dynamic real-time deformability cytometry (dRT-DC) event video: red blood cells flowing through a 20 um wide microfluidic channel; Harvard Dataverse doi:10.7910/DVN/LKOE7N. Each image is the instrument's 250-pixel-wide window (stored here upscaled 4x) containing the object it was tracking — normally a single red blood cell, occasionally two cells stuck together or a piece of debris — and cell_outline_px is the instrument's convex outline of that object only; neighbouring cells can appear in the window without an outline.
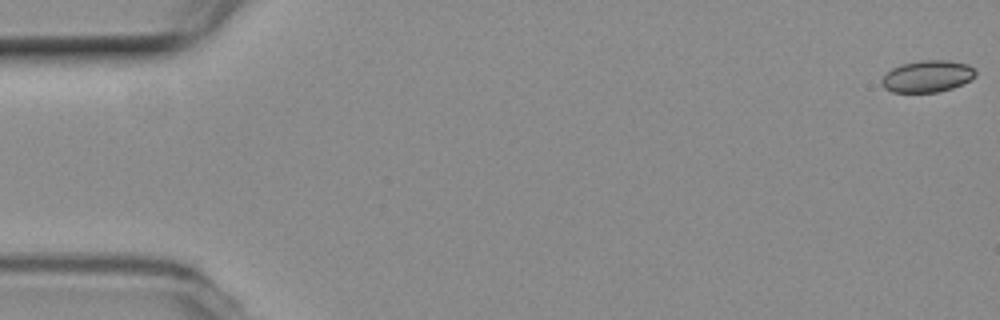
{"species": "common noctule bat (a hibernating species)", "species_latin": "Nyctalus noctula", "temperature_condition": "room temperature", "stored_images_in_passage": 17, "camera_frame_rate_fps": 3000, "um_per_image_px": 0.085, "animal": {"sex": "female", "body_mass_g": 19.3, "forearm_length_mm": 54.1}, "frame": {"image": 1, "passage_image": 1, "time_ms": 0.0, "image_size_px": [1000, 320], "cell_outline_px": [[976, 76], [952, 88], [936, 92], [892, 92], [884, 88], [880, 84], [880, 80], [892, 68], [900, 64], [920, 60], [948, 60], [968, 64], [976, 72]], "centroid_in_image_um": [78.79, 6.48], "position_along_channel_um": 6.2, "area_um2": 17.34}}
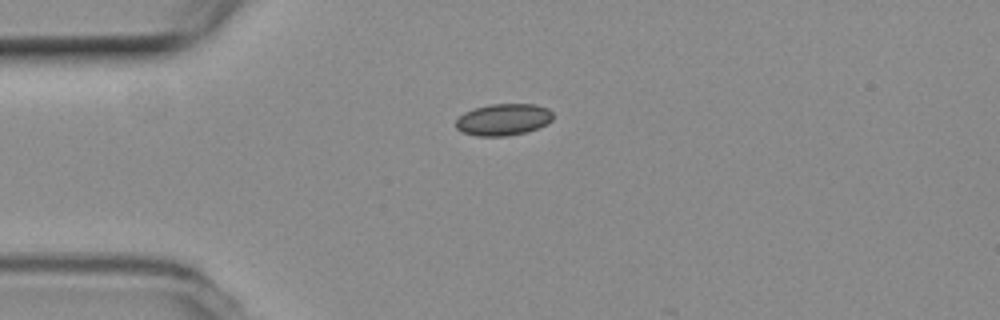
{"frame": {"image": 2, "passage_image": 14, "time_ms": 4.333, "image_size_px": [1000, 320], "cell_outline_px": [[552, 120], [528, 132], [504, 136], [476, 136], [460, 132], [456, 128], [456, 120], [464, 112], [472, 108], [488, 104], [536, 104], [548, 108], [552, 112]], "centroid_in_image_um": [42.74, 10.16], "position_along_channel_um": 42.3, "area_um2": 18.09}}